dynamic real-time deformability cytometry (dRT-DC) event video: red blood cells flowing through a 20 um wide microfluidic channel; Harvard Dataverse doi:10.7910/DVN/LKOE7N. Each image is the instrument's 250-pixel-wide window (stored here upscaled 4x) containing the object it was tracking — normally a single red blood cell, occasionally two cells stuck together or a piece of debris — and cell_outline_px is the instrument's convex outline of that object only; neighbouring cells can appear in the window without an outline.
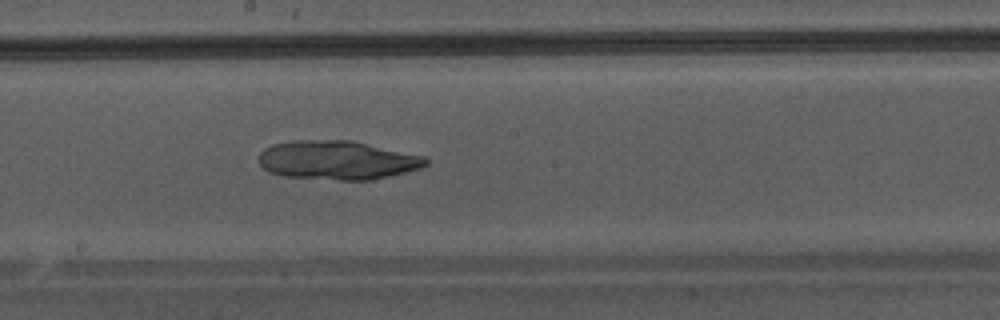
{"species": "Egyptian fruit bat (a non-hibernating species)", "species_latin": "Rousettus aegyptiacus", "temperature_condition": "warm", "stored_images_in_passage": 47, "camera_frame_rate_fps": 3000, "um_per_image_px": 0.085, "animal": {"sex": "male"}, "frame": {"image": 1, "passage_image": 27, "time_ms": 8.667, "image_size_px": [1000, 320], "cell_outline_px": [[428, 164], [420, 168], [372, 180], [340, 180], [284, 176], [272, 172], [264, 168], [260, 164], [260, 152], [264, 148], [272, 144], [296, 140], [352, 140], [424, 156], [428, 160]], "centroid_in_image_um": [28.68, 13.6], "position_along_channel_um": 219.5, "area_um2": 37.69}}